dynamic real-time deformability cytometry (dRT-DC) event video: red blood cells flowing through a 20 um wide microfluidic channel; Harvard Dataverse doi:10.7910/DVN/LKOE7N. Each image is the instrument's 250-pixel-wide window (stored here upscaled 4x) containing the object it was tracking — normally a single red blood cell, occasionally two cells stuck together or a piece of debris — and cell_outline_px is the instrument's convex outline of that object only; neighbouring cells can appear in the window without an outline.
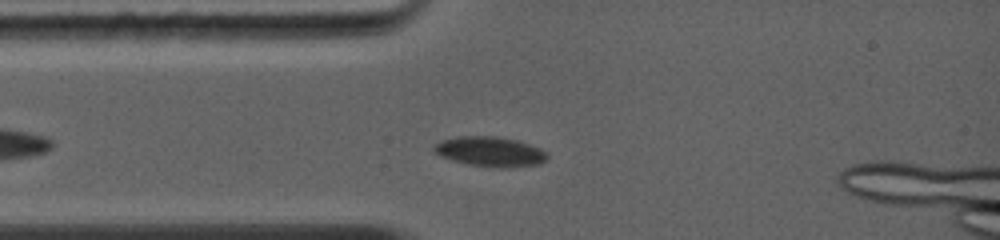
{"species": "common noctule bat (a hibernating species)", "species_latin": "Nyctalus noctula", "temperature_condition": "warm", "stored_images_in_passage": 25, "camera_frame_rate_fps": 5000, "um_per_image_px": 0.085, "animal": {"sex": "female", "body_mass_g": 19.0, "forearm_length_mm": 56.7}, "frame": {"image": 1, "passage_image": 4, "time_ms": 0.6, "image_size_px": [1000, 240], "cell_outline_px": [[548, 160], [540, 164], [504, 168], [500, 168], [468, 164], [452, 160], [440, 156], [432, 148], [440, 140], [456, 136], [496, 136], [516, 140], [528, 144], [548, 152]], "centroid_in_image_um": [41.67, 12.89], "position_along_channel_um": 43.3, "area_um2": 19.77}}
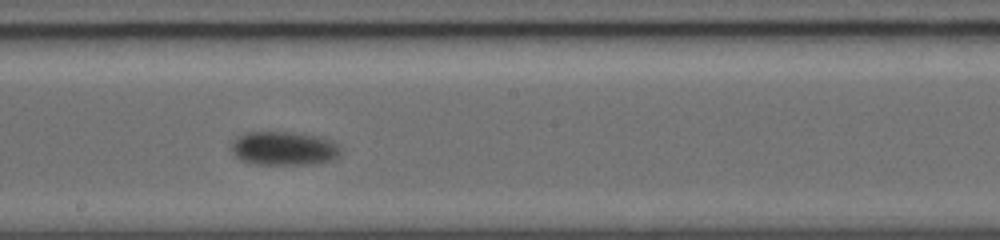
{"frame": {"image": 2, "passage_image": 15, "time_ms": 5.2, "image_size_px": [1000, 240], "cell_outline_px": [[340, 152], [332, 160], [312, 164], [256, 164], [240, 160], [232, 152], [232, 144], [240, 136], [248, 132], [292, 132], [312, 136], [336, 144], [340, 148]], "centroid_in_image_um": [24.08, 12.63], "position_along_channel_um": 224.1, "area_um2": 20.87}}
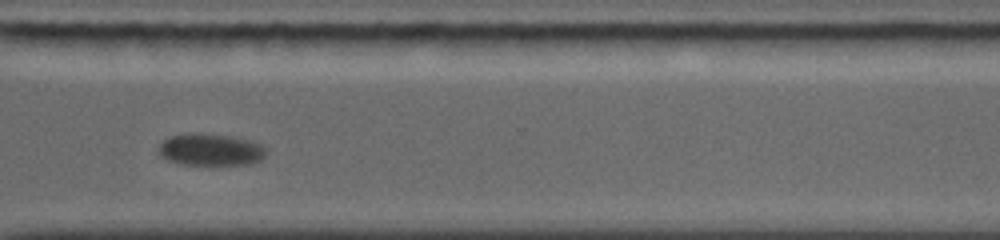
{"frame": {"image": 3, "passage_image": 21, "time_ms": 8.4, "image_size_px": [1000, 240], "cell_outline_px": [[268, 152], [260, 160], [248, 164], [184, 164], [168, 160], [160, 152], [160, 144], [168, 136], [192, 132], [200, 132], [232, 136], [248, 140], [260, 144], [268, 148]], "centroid_in_image_um": [17.94, 12.69], "position_along_channel_um": 352.7, "area_um2": 20.0}, "authors_computed_cell_mechanics": {"area_um2": 20.1722, "velocity_mm_per_s": 3.996, "shape_relaxation_time_tau1_ms": 1.7017, "shape_relaxation_time_tau2_ms": null, "deformation_change_tau1": 0.064, "deformation_change_tau2": null}}